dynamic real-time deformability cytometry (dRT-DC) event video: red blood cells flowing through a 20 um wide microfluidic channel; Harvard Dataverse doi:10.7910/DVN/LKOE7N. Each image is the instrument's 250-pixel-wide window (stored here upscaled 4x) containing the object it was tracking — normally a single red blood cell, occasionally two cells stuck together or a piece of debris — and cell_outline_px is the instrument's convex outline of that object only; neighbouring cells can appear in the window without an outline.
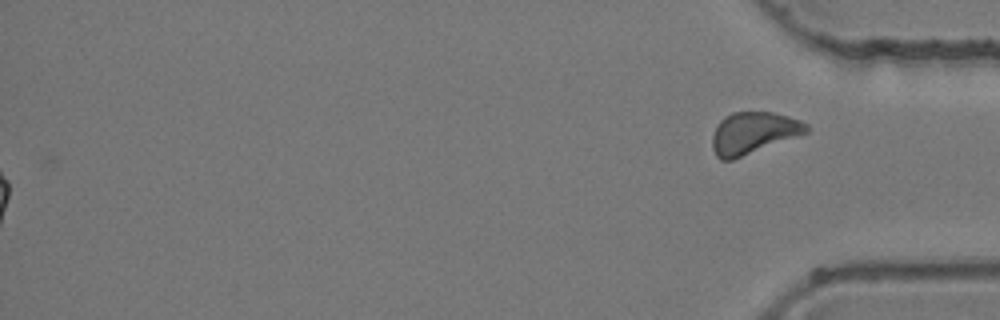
{"species": "common noctule bat (a hibernating species)", "species_latin": "Nyctalus noctula", "temperature_condition": "room temperature", "stored_images_in_passage": 50, "segment_of_instrument_passage": [2, 2], "camera_frame_rate_fps": 3000, "um_per_image_px": 0.085, "animal": {"sex": "female", "body_mass_g": 24.6, "forearm_length_mm": 56.2}, "frame": {"image": 1, "passage_image": 50, "time_ms": 16.333, "image_size_px": [1000, 320], "cell_outline_px": [[812, 128], [808, 132], [732, 160], [720, 160], [716, 156], [712, 148], [712, 136], [720, 120], [724, 116], [732, 112], [772, 112], [788, 116], [800, 120], [808, 124]], "centroid_in_image_um": [64.03, 11.29], "position_along_channel_um": 371.2, "area_um2": 22.89}}